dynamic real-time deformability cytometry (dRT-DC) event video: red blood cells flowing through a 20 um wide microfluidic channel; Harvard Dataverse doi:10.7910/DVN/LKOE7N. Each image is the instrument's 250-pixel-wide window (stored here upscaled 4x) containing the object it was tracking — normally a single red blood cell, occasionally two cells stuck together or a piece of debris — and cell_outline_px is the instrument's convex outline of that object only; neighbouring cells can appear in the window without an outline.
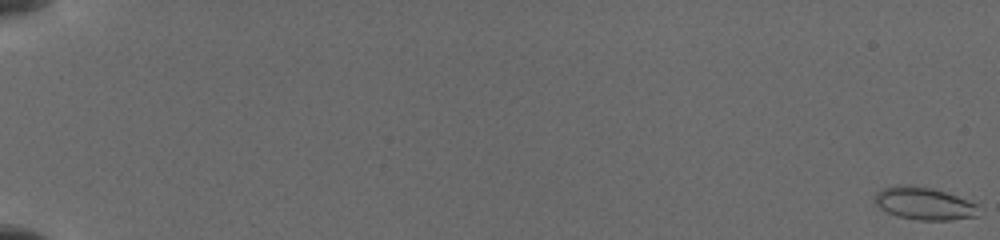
{"species": "common noctule bat (a hibernating species)", "species_latin": "Nyctalus noctula", "temperature_condition": "cold", "stored_images_in_passage": 84, "camera_frame_rate_fps": 3000, "um_per_image_px": 0.085, "animal": {"sex": "female", "body_mass_g": 19.5, "forearm_length_mm": 54.1}, "frame": {"image": 1, "passage_image": 1, "time_ms": 0.0, "image_size_px": [1000, 240], "cell_outline_px": [[980, 216], [948, 220], [916, 220], [896, 216], [880, 208], [872, 200], [872, 196], [876, 192], [884, 188], [896, 184], [912, 184], [932, 188], [956, 196], [976, 204]], "centroid_in_image_um": [78.48, 17.29], "position_along_channel_um": 6.5, "area_um2": 19.94}}
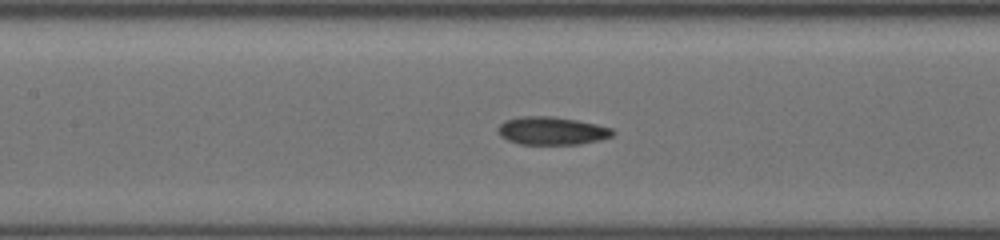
{"frame": {"image": 2, "passage_image": 45, "time_ms": 9.333, "image_size_px": [1000, 240], "cell_outline_px": [[616, 132], [612, 136], [600, 140], [580, 144], [520, 144], [508, 140], [500, 136], [496, 132], [496, 128], [504, 120], [520, 116], [552, 116], [576, 120], [596, 124], [612, 128]], "centroid_in_image_um": [46.88, 11.11], "position_along_channel_um": 160.5, "area_um2": 18.9}}
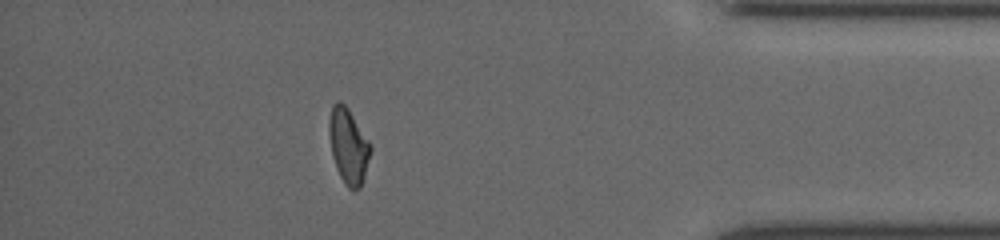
{"frame": {"image": 3, "passage_image": 75, "time_ms": 16.333, "image_size_px": [1000, 240], "cell_outline_px": [[372, 148], [364, 180], [360, 188], [352, 192], [344, 184], [336, 168], [332, 156], [328, 132], [328, 120], [332, 104], [336, 100], [340, 100], [348, 108], [372, 144]], "centroid_in_image_um": [29.61, 12.41], "position_along_channel_um": 405.6, "area_um2": 18.73}}